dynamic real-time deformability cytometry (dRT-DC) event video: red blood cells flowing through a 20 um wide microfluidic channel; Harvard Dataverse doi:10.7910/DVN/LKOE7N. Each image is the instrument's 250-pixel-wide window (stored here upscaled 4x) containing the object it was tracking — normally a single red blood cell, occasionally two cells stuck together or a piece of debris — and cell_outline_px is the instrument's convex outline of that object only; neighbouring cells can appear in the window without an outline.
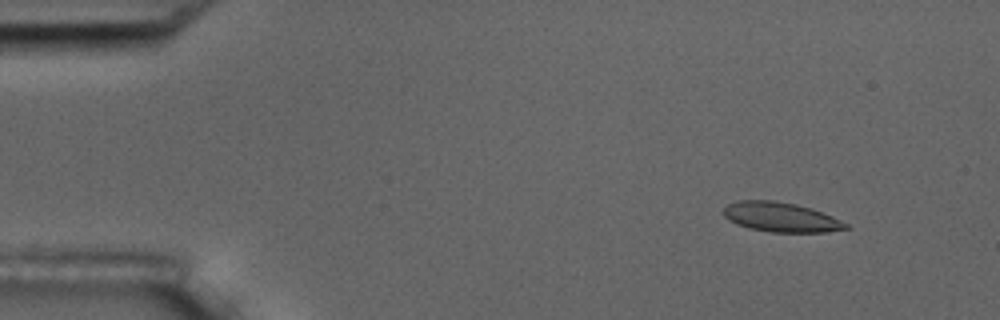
{"species": "common noctule bat (a hibernating species)", "species_latin": "Nyctalus noctula", "temperature_condition": "room temperature", "stored_images_in_passage": 5, "camera_frame_rate_fps": 3000, "um_per_image_px": 0.085, "animal": {"sex": "male", "body_mass_g": 17.5, "forearm_length_mm": 52.3}, "frame": {"image": 1, "passage_image": 1, "time_ms": 0.0, "image_size_px": [1000, 320], "cell_outline_px": [[852, 228], [828, 232], [772, 232], [748, 228], [736, 224], [728, 220], [724, 216], [724, 208], [728, 204], [736, 200], [772, 200], [796, 204], [832, 216], [848, 224]], "centroid_in_image_um": [66.36, 18.46], "position_along_channel_um": 18.6, "area_um2": 21.1}}
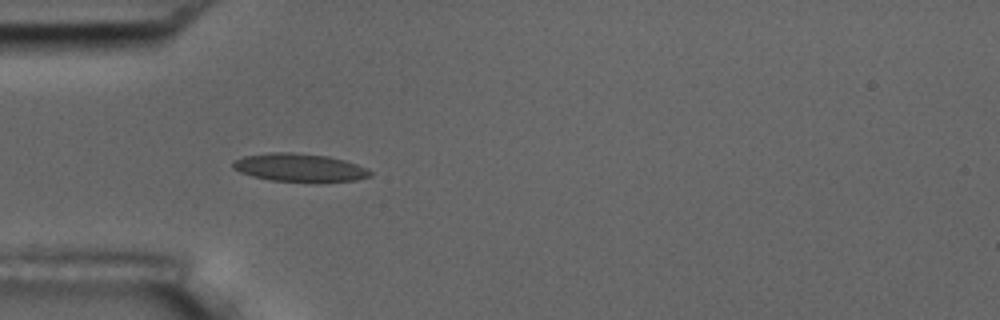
{"frame": {"image": 2, "passage_image": 4, "time_ms": 1.0, "image_size_px": [1000, 320], "cell_outline_px": [[372, 176], [356, 180], [316, 184], [272, 180], [252, 176], [240, 172], [232, 168], [232, 160], [244, 156], [268, 152], [292, 152], [328, 156], [344, 160], [356, 164], [372, 172]], "centroid_in_image_um": [25.46, 14.27], "position_along_channel_um": 59.5, "area_um2": 23.12}}